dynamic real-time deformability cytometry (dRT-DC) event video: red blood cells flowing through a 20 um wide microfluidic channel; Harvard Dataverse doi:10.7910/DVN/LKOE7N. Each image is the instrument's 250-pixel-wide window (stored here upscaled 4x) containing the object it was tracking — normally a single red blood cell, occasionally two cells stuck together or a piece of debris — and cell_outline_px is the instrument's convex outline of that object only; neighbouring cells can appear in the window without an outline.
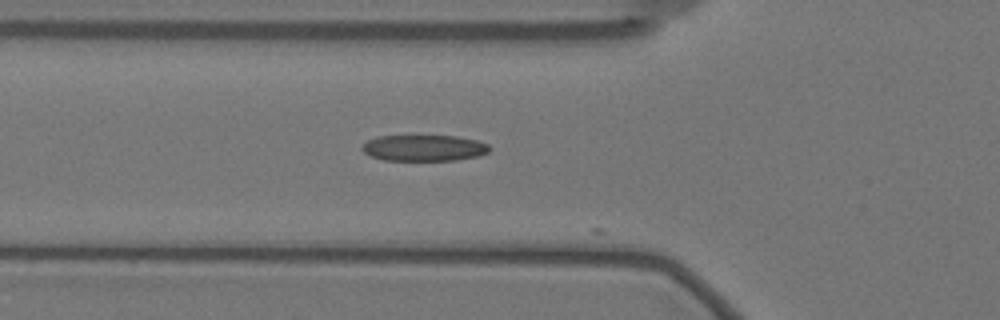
{"species": "Egyptian fruit bat (a non-hibernating species)", "species_latin": "Rousettus aegyptiacus", "temperature_condition": "warm", "stored_images_in_passage": 16, "camera_frame_rate_fps": 3000, "um_per_image_px": 0.085, "animal": {"sex": "female"}, "frame": {"image": 1, "passage_image": 15, "time_ms": 4.667, "image_size_px": [1000, 320], "cell_outline_px": [[488, 152], [476, 156], [456, 160], [384, 160], [372, 156], [364, 152], [360, 148], [368, 140], [376, 136], [456, 136], [476, 140], [488, 144]], "centroid_in_image_um": [36.01, 12.57], "position_along_channel_um": 89.8, "area_um2": 19.19}}